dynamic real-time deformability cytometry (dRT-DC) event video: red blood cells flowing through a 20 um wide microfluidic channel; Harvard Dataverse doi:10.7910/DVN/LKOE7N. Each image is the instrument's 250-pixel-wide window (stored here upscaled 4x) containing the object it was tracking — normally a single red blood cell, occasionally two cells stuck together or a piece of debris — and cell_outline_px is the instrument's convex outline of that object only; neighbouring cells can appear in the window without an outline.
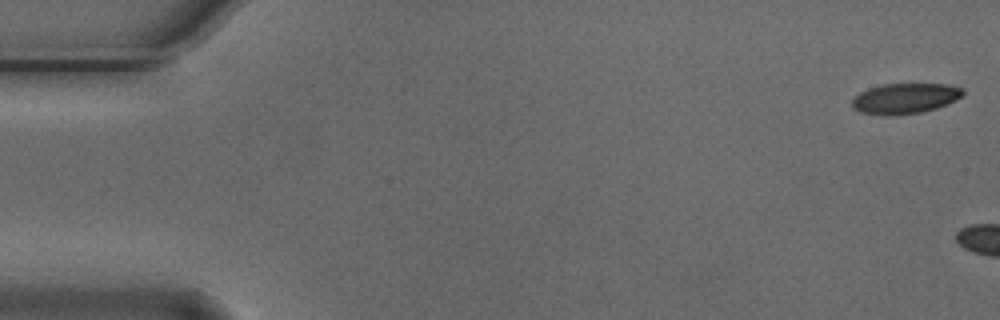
{"species": "Egyptian fruit bat (a non-hibernating species)", "species_latin": "Rousettus aegyptiacus", "temperature_condition": "cold", "stored_images_in_passage": 9, "camera_frame_rate_fps": 3000, "um_per_image_px": 0.085, "animal": {"sex": "male"}, "frame": {"image": 1, "passage_image": 1, "time_ms": 0.0, "image_size_px": [1000, 320], "cell_outline_px": [[964, 92], [956, 100], [936, 108], [920, 112], [860, 112], [852, 108], [852, 100], [860, 92], [868, 88], [884, 84], [948, 84], [960, 88]], "centroid_in_image_um": [76.95, 8.31], "position_along_channel_um": 8.1, "area_um2": 18.61}}